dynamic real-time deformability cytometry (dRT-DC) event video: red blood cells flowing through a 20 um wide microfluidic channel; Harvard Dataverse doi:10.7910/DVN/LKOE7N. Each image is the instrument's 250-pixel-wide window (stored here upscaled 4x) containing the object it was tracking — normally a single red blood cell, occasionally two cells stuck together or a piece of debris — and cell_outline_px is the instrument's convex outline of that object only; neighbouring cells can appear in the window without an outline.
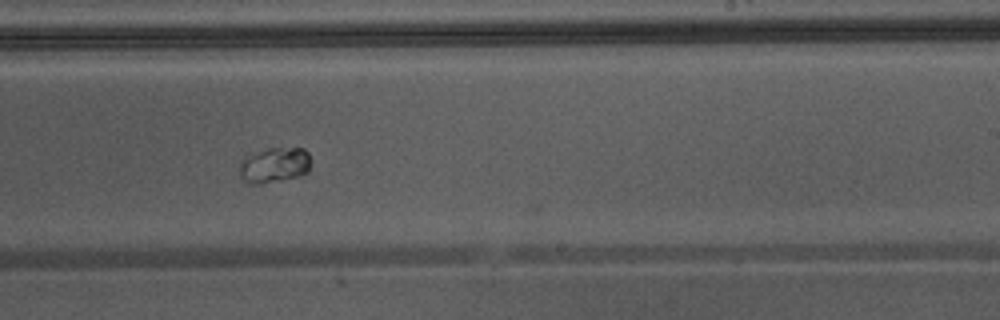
{"species": "Egyptian fruit bat (a non-hibernating species)", "species_latin": "Rousettus aegyptiacus", "temperature_condition": "warm", "stored_images_in_passage": 30, "camera_frame_rate_fps": 3000, "um_per_image_px": 0.085, "animal": {"sex": "male"}, "frame": {"image": 1, "passage_image": 21, "time_ms": 6.667, "image_size_px": [1000, 320], "cell_outline_px": [[308, 172], [296, 176], [260, 184], [248, 184], [240, 176], [240, 164], [244, 156], [268, 148], [304, 148], [308, 152]], "centroid_in_image_um": [23.27, 14.02], "position_along_channel_um": 265.7, "area_um2": 14.45}}